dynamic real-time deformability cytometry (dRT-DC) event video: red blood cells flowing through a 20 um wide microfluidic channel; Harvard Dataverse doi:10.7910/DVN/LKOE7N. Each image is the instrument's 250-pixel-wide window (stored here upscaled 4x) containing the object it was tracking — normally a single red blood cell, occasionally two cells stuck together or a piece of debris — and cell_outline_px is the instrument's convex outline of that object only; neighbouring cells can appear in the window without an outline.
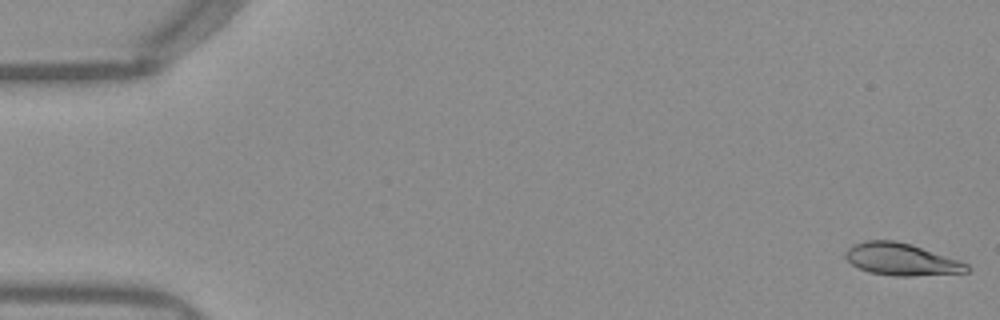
{"species": "Egyptian fruit bat (a non-hibernating species)", "species_latin": "Rousettus aegyptiacus", "temperature_condition": "warm", "stored_images_in_passage": 51, "camera_frame_rate_fps": 3000, "um_per_image_px": 0.085, "frame": {"image": 1, "passage_image": 1, "time_ms": 0.0, "image_size_px": [1000, 320], "cell_outline_px": [[972, 268], [968, 272], [912, 276], [896, 276], [872, 272], [860, 268], [852, 264], [844, 256], [844, 252], [852, 244], [868, 240], [892, 240], [912, 244], [960, 260], [968, 264]], "centroid_in_image_um": [76.65, 22.03], "position_along_channel_um": 8.4, "area_um2": 22.77}}
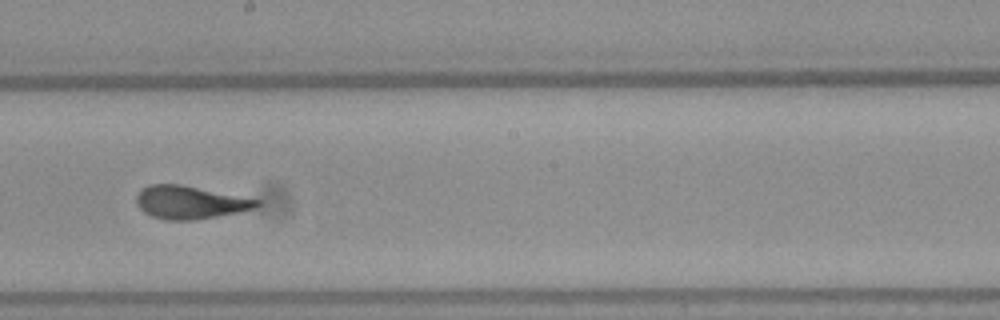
{"frame": {"image": 2, "passage_image": 29, "time_ms": 9.333, "image_size_px": [1000, 320], "cell_outline_px": [[260, 204], [256, 208], [240, 212], [196, 220], [168, 220], [152, 216], [144, 212], [136, 204], [136, 196], [144, 188], [152, 184], [180, 184], [260, 200]], "centroid_in_image_um": [16.16, 17.21], "position_along_channel_um": 232.0, "area_um2": 22.95}}
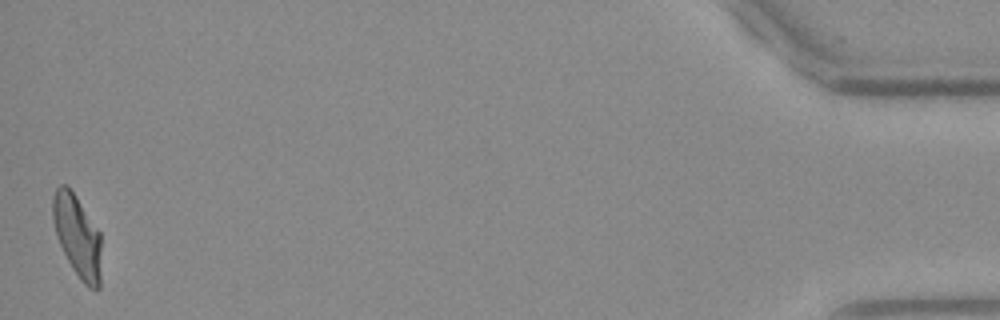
{"frame": {"image": 3, "passage_image": 51, "time_ms": 16.667, "image_size_px": [1000, 320], "cell_outline_px": [[100, 288], [88, 288], [80, 280], [72, 268], [56, 236], [52, 216], [52, 196], [56, 188], [60, 184], [64, 184], [76, 196], [100, 232]], "centroid_in_image_um": [6.56, 20.06], "position_along_channel_um": 428.6, "area_um2": 23.06}, "authors_computed_cell_mechanics": {"area_um2": 23.12, "velocity_mm_per_s": 3.9472, "shape_relaxation_time_tau1_ms": 7.4286, "shape_relaxation_time_tau2_ms": 1.1902, "deformation_change_tau1": 0.2489, "deformation_change_tau2": 0.0637}}